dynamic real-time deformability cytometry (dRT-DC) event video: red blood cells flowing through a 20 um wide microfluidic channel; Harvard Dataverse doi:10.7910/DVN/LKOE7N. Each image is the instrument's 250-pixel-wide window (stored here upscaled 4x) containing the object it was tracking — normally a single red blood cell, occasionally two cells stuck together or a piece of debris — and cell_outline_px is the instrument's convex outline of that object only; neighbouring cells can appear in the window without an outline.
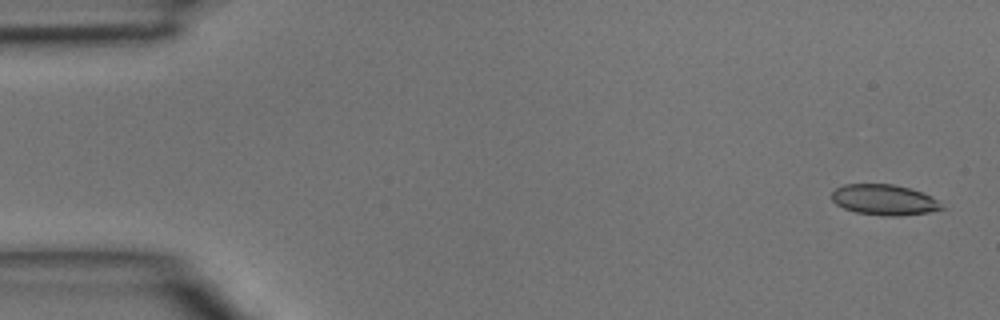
{"species": "common noctule bat (a hibernating species)", "species_latin": "Nyctalus noctula", "temperature_condition": "room temperature", "stored_images_in_passage": 44, "camera_frame_rate_fps": 3000, "um_per_image_px": 0.085, "animal": {"sex": "male", "body_mass_g": 15.6}, "frame": {"image": 1, "passage_image": 2, "time_ms": 0.333, "image_size_px": [1000, 320], "cell_outline_px": [[944, 208], [928, 212], [900, 216], [884, 216], [856, 212], [844, 208], [836, 204], [832, 200], [832, 192], [836, 188], [844, 184], [892, 184], [908, 188], [932, 196]], "centroid_in_image_um": [75.12, 16.98], "position_along_channel_um": 9.9, "area_um2": 19.42}}
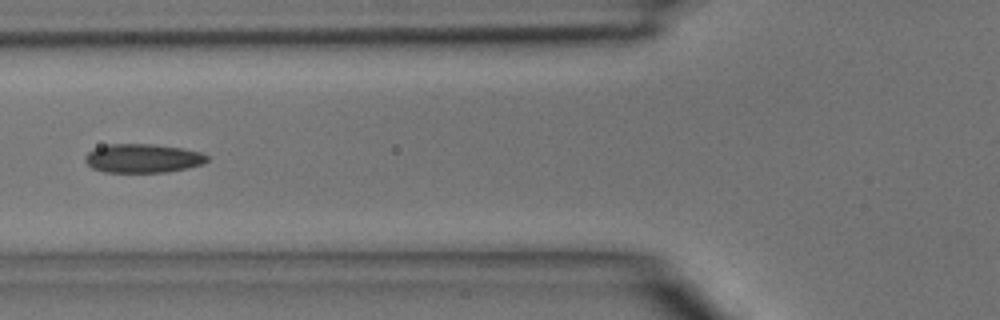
{"frame": {"image": 2, "passage_image": 17, "time_ms": 5.333, "image_size_px": [1000, 320], "cell_outline_px": [[208, 160], [204, 164], [188, 168], [168, 172], [104, 172], [92, 168], [84, 160], [84, 156], [88, 152], [96, 148], [108, 144], [152, 144], [184, 148], [200, 152], [208, 156]], "centroid_in_image_um": [12.16, 13.46], "position_along_channel_um": 113.6, "area_um2": 20.63}}
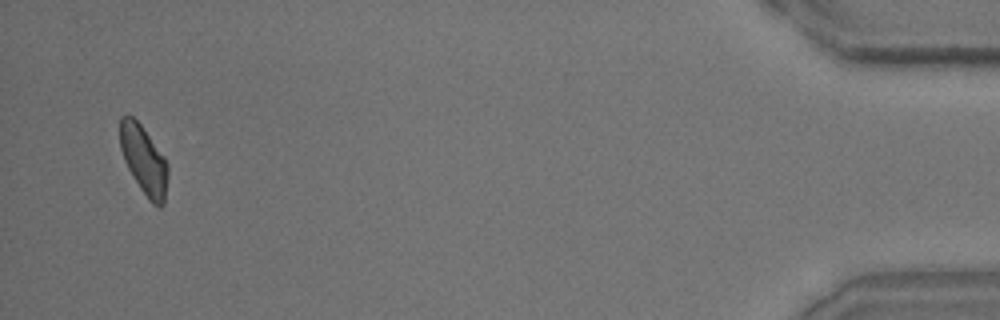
{"frame": {"image": 3, "passage_image": 43, "time_ms": 14.0, "image_size_px": [1000, 320], "cell_outline_px": [[168, 176], [164, 204], [160, 208], [152, 204], [148, 200], [140, 188], [128, 168], [124, 160], [120, 148], [120, 116], [132, 116], [140, 124], [164, 156], [168, 164]], "centroid_in_image_um": [12.24, 13.64], "position_along_channel_um": 423.0, "area_um2": 19.13}}